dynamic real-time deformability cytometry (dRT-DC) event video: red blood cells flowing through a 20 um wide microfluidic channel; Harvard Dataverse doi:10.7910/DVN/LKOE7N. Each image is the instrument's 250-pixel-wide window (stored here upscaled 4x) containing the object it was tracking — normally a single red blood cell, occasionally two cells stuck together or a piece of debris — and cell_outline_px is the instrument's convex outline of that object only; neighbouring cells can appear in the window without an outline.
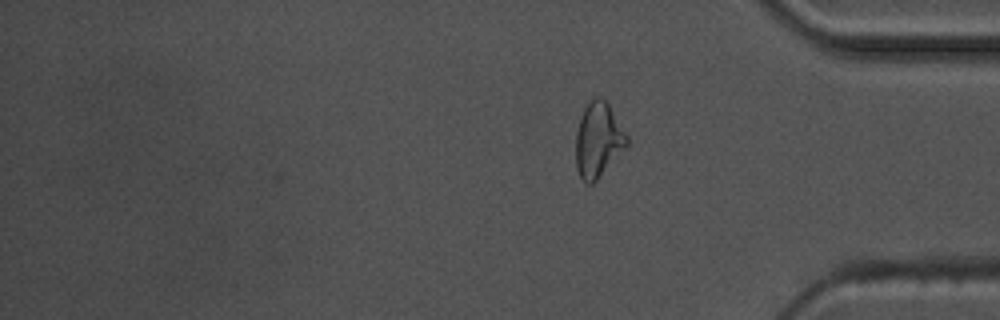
{"species": "common noctule bat (a hibernating species)", "species_latin": "Nyctalus noctula", "temperature_condition": "warm", "stored_images_in_passage": 32, "camera_frame_rate_fps": 3000, "um_per_image_px": 0.085, "animal": {"sex": "male", "body_mass_g": 17.5, "forearm_length_mm": 52.3}, "frame": {"image": 1, "passage_image": 32, "time_ms": 10.333, "image_size_px": [1000, 320], "cell_outline_px": [[628, 144], [596, 180], [592, 184], [584, 184], [576, 168], [576, 132], [584, 108], [596, 96], [600, 96], [608, 104], [628, 136]], "centroid_in_image_um": [50.83, 11.91], "position_along_channel_um": 384.4, "area_um2": 21.85}, "authors_computed_cell_mechanics": {"area_um2": 20.1433, "velocity_mm_per_s": 3.6109, "shape_relaxation_time_tau1_ms": null, "shape_relaxation_time_tau2_ms": 1.8447, "deformation_change_tau1": null, "deformation_change_tau2": 0.0871}}